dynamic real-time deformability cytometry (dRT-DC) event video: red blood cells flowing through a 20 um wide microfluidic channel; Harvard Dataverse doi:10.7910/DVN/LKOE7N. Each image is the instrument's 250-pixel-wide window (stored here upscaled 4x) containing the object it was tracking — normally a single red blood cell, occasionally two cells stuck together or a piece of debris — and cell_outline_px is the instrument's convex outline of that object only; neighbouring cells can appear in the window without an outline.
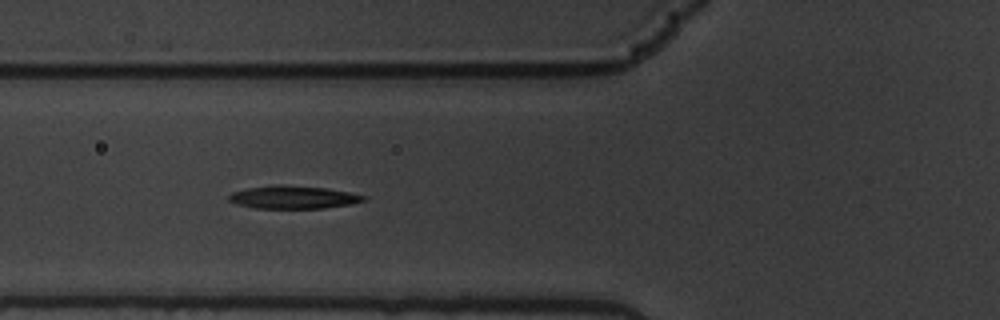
{"species": "common noctule bat (a hibernating species)", "species_latin": "Nyctalus noctula", "temperature_condition": "warm", "stored_images_in_passage": 40, "camera_frame_rate_fps": 3000, "um_per_image_px": 0.085, "animal": {"sex": "male", "body_mass_g": 19.5, "forearm_length_mm": 54.6}, "frame": {"image": 1, "passage_image": 3, "time_ms": 0.667, "image_size_px": [1000, 320], "cell_outline_px": [[368, 196], [364, 200], [352, 204], [324, 208], [256, 208], [236, 204], [228, 200], [228, 196], [232, 192], [248, 188], [276, 184], [284, 184], [328, 188]], "centroid_in_image_um": [24.92, 16.75], "position_along_channel_um": 100.9, "area_um2": 18.09}}
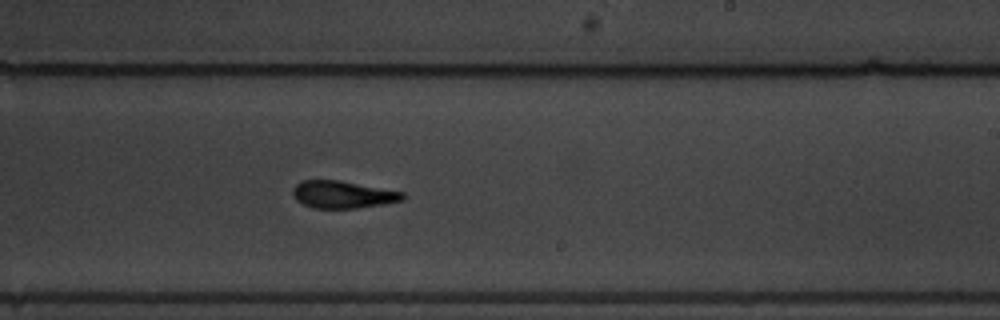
{"frame": {"image": 2, "passage_image": 17, "time_ms": 5.333, "image_size_px": [1000, 320], "cell_outline_px": [[404, 200], [356, 208], [312, 208], [296, 200], [292, 196], [292, 188], [300, 180], [340, 180], [404, 192]], "centroid_in_image_um": [29.08, 16.52], "position_along_channel_um": 259.9, "area_um2": 17.51}}
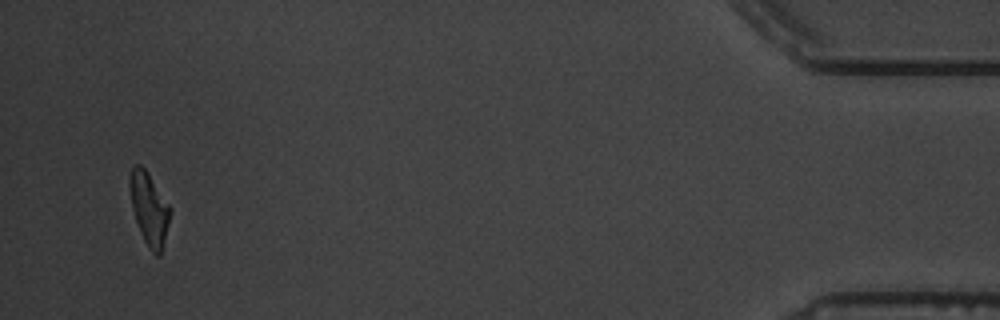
{"frame": {"image": 3, "passage_image": 38, "time_ms": 12.333, "image_size_px": [1000, 320], "cell_outline_px": [[172, 212], [160, 256], [156, 256], [148, 248], [140, 232], [132, 208], [128, 188], [128, 184], [132, 168], [136, 164], [140, 164], [144, 168], [172, 208]], "centroid_in_image_um": [12.68, 17.76], "position_along_channel_um": 422.5, "area_um2": 17.11}}